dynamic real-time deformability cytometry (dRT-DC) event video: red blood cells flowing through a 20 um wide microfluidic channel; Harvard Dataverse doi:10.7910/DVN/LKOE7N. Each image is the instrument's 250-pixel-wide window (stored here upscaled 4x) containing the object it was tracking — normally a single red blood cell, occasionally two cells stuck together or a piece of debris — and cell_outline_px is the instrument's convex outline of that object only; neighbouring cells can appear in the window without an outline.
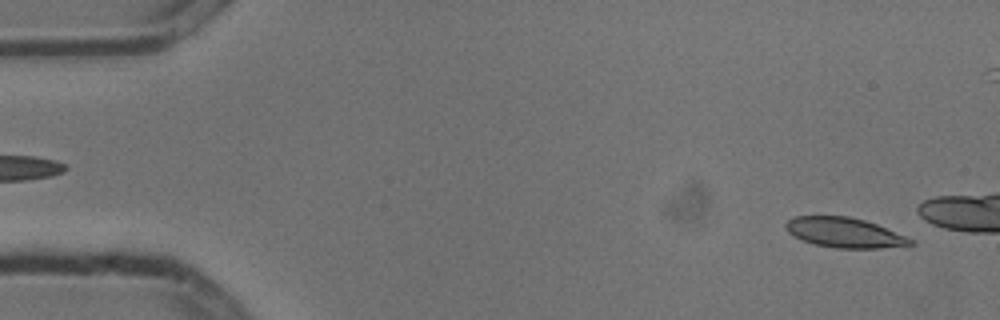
{"species": "common noctule bat (a hibernating species)", "species_latin": "Nyctalus noctula", "temperature_condition": "cold", "stored_images_in_passage": 4, "camera_frame_rate_fps": 3000, "um_per_image_px": 0.085, "animal": {"sex": "male", "body_mass_g": 13.3}, "frame": {"image": 1, "passage_image": 4, "time_ms": 1.0, "image_size_px": [1000, 320], "cell_outline_px": [[916, 244], [880, 248], [836, 248], [812, 244], [792, 236], [784, 228], [784, 224], [792, 216], [848, 216], [864, 220], [876, 224], [904, 236], [912, 240]], "centroid_in_image_um": [71.7, 19.77], "position_along_channel_um": 13.3, "area_um2": 21.73}}